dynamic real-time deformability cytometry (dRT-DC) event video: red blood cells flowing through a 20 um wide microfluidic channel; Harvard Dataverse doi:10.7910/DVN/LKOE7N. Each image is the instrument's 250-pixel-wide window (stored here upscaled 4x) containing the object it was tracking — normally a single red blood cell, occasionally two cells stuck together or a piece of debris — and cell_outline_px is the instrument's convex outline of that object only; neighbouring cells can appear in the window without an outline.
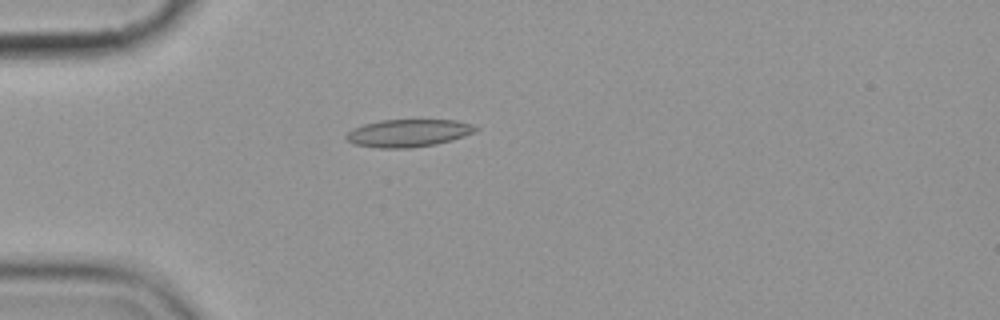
{"species": "common noctule bat (a hibernating species)", "species_latin": "Nyctalus noctula", "temperature_condition": "cold", "stored_images_in_passage": 9, "camera_frame_rate_fps": 3000, "um_per_image_px": 0.085, "animal": {"sex": "female", "body_mass_g": 19.9}, "frame": {"image": 1, "passage_image": 4, "time_ms": 3.667, "image_size_px": [1000, 320], "cell_outline_px": [[480, 128], [476, 132], [452, 140], [436, 144], [412, 148], [376, 148], [352, 144], [344, 136], [352, 128], [364, 124], [380, 120], [456, 120], [472, 124]], "centroid_in_image_um": [34.71, 11.31], "position_along_channel_um": 50.3, "area_um2": 21.04}}
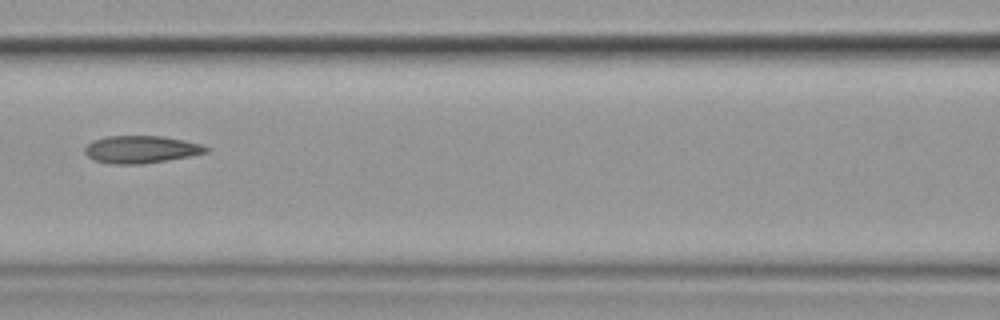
{"frame": {"image": 2, "passage_image": 7, "time_ms": 7.0, "image_size_px": [1000, 320], "cell_outline_px": [[208, 152], [168, 160], [144, 164], [112, 164], [92, 160], [84, 152], [84, 148], [92, 140], [104, 136], [164, 136], [204, 144], [208, 148]], "centroid_in_image_um": [11.97, 12.7], "position_along_channel_um": 154.6, "area_um2": 19.59}}
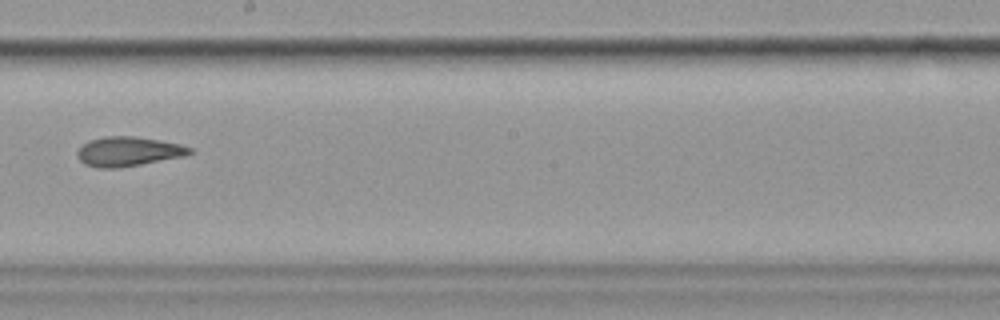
{"frame": {"image": 3, "passage_image": 9, "time_ms": 9.333, "image_size_px": [1000, 320], "cell_outline_px": [[192, 152], [184, 156], [120, 168], [96, 168], [84, 164], [76, 156], [76, 152], [88, 140], [104, 136], [136, 136], [160, 140], [180, 144], [192, 148]], "centroid_in_image_um": [10.87, 12.87], "position_along_channel_um": 237.3, "area_um2": 19.42}}